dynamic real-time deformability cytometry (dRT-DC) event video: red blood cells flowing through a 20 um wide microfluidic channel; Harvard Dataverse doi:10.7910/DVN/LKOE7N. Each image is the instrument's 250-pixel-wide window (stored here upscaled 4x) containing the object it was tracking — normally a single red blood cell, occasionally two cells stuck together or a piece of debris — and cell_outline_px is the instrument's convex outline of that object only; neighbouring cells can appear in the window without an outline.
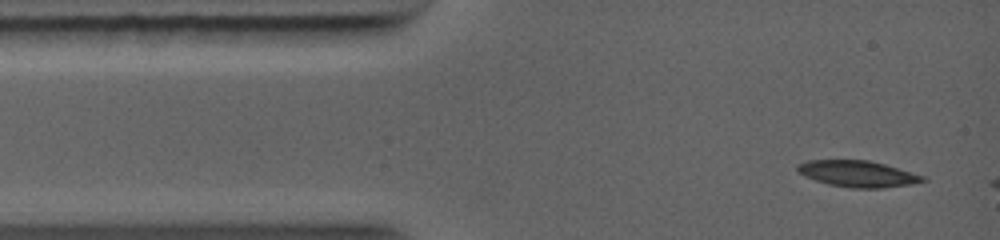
{"species": "common noctule bat (a hibernating species)", "species_latin": "Nyctalus noctula", "temperature_condition": "warm", "stored_images_in_passage": 7, "camera_frame_rate_fps": 5000, "um_per_image_px": 0.085, "animal": {"sex": "female", "body_mass_g": 19.0, "forearm_length_mm": 56.7}, "frame": {"image": 1, "passage_image": 1, "time_ms": 0.0, "image_size_px": [1000, 240], "cell_outline_px": [[928, 180], [912, 184], [880, 188], [852, 188], [828, 184], [816, 180], [800, 172], [796, 168], [796, 164], [808, 160], [868, 160], [884, 164], [924, 176]], "centroid_in_image_um": [72.92, 14.77], "position_along_channel_um": 12.1, "area_um2": 18.96}}
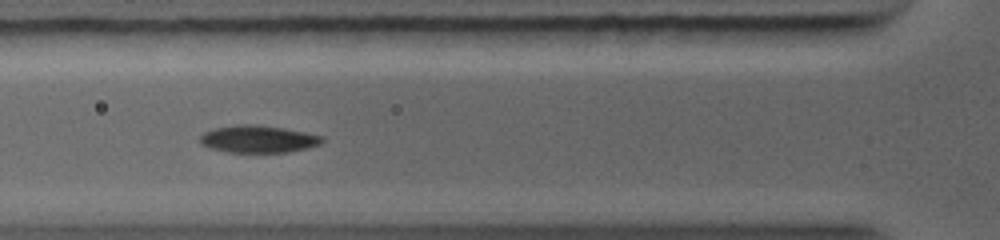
{"frame": {"image": 2, "passage_image": 5, "time_ms": 3.0, "image_size_px": [1000, 240], "cell_outline_px": [[324, 140], [320, 144], [288, 152], [228, 152], [208, 148], [200, 144], [200, 136], [204, 132], [216, 128], [236, 124], [256, 124], [304, 132], [324, 136]], "centroid_in_image_um": [21.9, 11.82], "position_along_channel_um": 103.9, "area_um2": 19.31}}
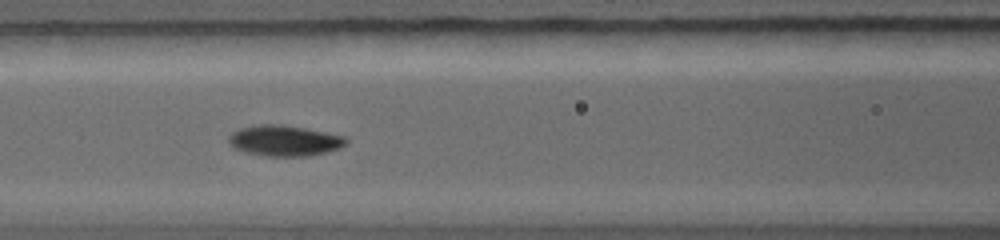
{"frame": {"image": 3, "passage_image": 6, "time_ms": 3.8, "image_size_px": [1000, 240], "cell_outline_px": [[348, 140], [340, 148], [328, 152], [308, 156], [264, 156], [248, 152], [236, 148], [228, 140], [228, 136], [232, 132], [240, 128], [260, 124], [284, 124], [344, 136]], "centroid_in_image_um": [24.19, 11.95], "position_along_channel_um": 142.4, "area_um2": 20.87}}